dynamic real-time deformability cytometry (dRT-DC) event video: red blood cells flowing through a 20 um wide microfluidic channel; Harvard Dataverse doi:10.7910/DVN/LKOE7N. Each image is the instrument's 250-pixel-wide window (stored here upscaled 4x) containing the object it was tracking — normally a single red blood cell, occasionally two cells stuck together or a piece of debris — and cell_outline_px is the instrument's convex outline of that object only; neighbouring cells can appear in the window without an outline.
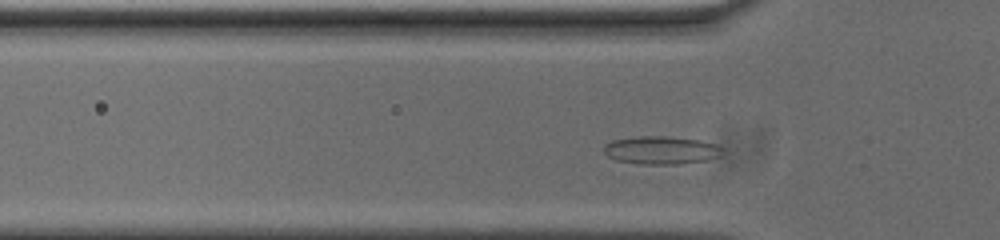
{"species": "common noctule bat (a hibernating species)", "species_latin": "Nyctalus noctula", "temperature_condition": "cold", "stored_images_in_passage": 38, "camera_frame_rate_fps": 3000, "um_per_image_px": 0.085, "animal": {"sex": "male", "body_mass_g": 20.0, "forearm_length_mm": 53.3}, "frame": {"image": 1, "passage_image": 8, "time_ms": 2.333, "image_size_px": [1000, 240], "cell_outline_px": [[720, 156], [708, 160], [680, 164], [636, 164], [616, 160], [608, 156], [604, 152], [604, 144], [612, 140], [640, 136], [668, 136], [700, 140], [716, 144], [720, 148]], "centroid_in_image_um": [56.17, 12.77], "position_along_channel_um": 69.6, "area_um2": 19.42}}
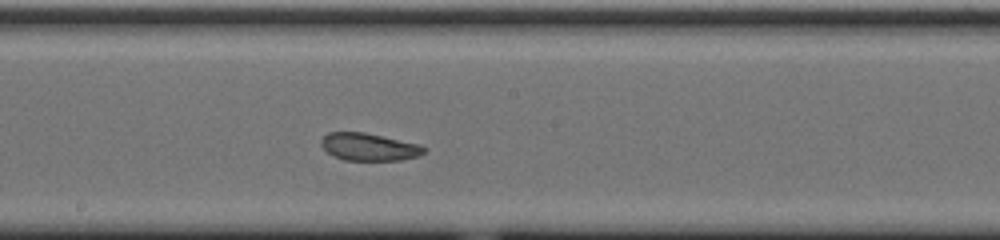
{"frame": {"image": 2, "passage_image": 20, "time_ms": 6.333, "image_size_px": [1000, 240], "cell_outline_px": [[428, 148], [420, 156], [400, 160], [344, 160], [332, 156], [320, 144], [320, 140], [328, 132], [364, 132], [420, 144]], "centroid_in_image_um": [31.38, 12.49], "position_along_channel_um": 216.8, "area_um2": 16.59}}
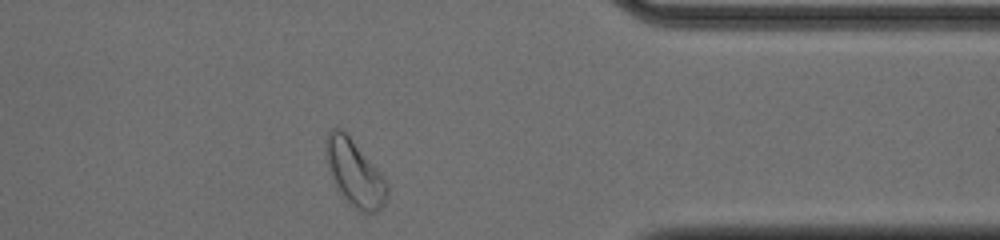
{"frame": {"image": 3, "passage_image": 35, "time_ms": 11.333, "image_size_px": [1000, 240], "cell_outline_px": [[388, 196], [384, 204], [376, 212], [360, 212], [352, 208], [348, 204], [336, 188], [332, 180], [324, 152], [324, 148], [328, 132], [332, 128], [340, 128], [352, 140], [384, 176], [388, 188]], "centroid_in_image_um": [30.13, 14.74], "position_along_channel_um": 381.3, "area_um2": 23.7}, "authors_computed_cell_mechanics": {"area_um2": 18.1781, "velocity_mm_per_s": 3.6774, "shape_relaxation_time_tau1_ms": null, "shape_relaxation_time_tau2_ms": 2.0259, "deformation_change_tau1": null, "deformation_change_tau2": 0.0725}}